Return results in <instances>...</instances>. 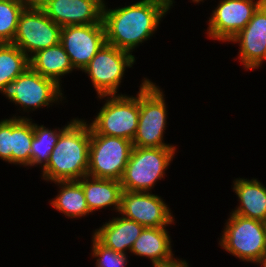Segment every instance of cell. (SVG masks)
Returning a JSON list of instances; mask_svg holds the SVG:
<instances>
[{
    "label": "cell",
    "instance_id": "cell-1",
    "mask_svg": "<svg viewBox=\"0 0 266 267\" xmlns=\"http://www.w3.org/2000/svg\"><path fill=\"white\" fill-rule=\"evenodd\" d=\"M173 0H140L132 5L108 9L104 4L102 22L106 43L126 52L148 40L173 6Z\"/></svg>",
    "mask_w": 266,
    "mask_h": 267
},
{
    "label": "cell",
    "instance_id": "cell-2",
    "mask_svg": "<svg viewBox=\"0 0 266 267\" xmlns=\"http://www.w3.org/2000/svg\"><path fill=\"white\" fill-rule=\"evenodd\" d=\"M86 123L75 118L60 134L47 165L42 169L43 179L69 181L87 175L91 127Z\"/></svg>",
    "mask_w": 266,
    "mask_h": 267
},
{
    "label": "cell",
    "instance_id": "cell-3",
    "mask_svg": "<svg viewBox=\"0 0 266 267\" xmlns=\"http://www.w3.org/2000/svg\"><path fill=\"white\" fill-rule=\"evenodd\" d=\"M139 89V119L133 147L175 148L164 143L167 111L163 91L149 79L144 78Z\"/></svg>",
    "mask_w": 266,
    "mask_h": 267
},
{
    "label": "cell",
    "instance_id": "cell-4",
    "mask_svg": "<svg viewBox=\"0 0 266 267\" xmlns=\"http://www.w3.org/2000/svg\"><path fill=\"white\" fill-rule=\"evenodd\" d=\"M220 246L242 261L259 264L266 256L265 222L230 213Z\"/></svg>",
    "mask_w": 266,
    "mask_h": 267
},
{
    "label": "cell",
    "instance_id": "cell-5",
    "mask_svg": "<svg viewBox=\"0 0 266 267\" xmlns=\"http://www.w3.org/2000/svg\"><path fill=\"white\" fill-rule=\"evenodd\" d=\"M176 148L133 147L120 180L123 190L149 192L165 175Z\"/></svg>",
    "mask_w": 266,
    "mask_h": 267
},
{
    "label": "cell",
    "instance_id": "cell-6",
    "mask_svg": "<svg viewBox=\"0 0 266 267\" xmlns=\"http://www.w3.org/2000/svg\"><path fill=\"white\" fill-rule=\"evenodd\" d=\"M106 103L90 123L96 134L120 137L132 141L139 119V92L136 97L126 95H104Z\"/></svg>",
    "mask_w": 266,
    "mask_h": 267
},
{
    "label": "cell",
    "instance_id": "cell-7",
    "mask_svg": "<svg viewBox=\"0 0 266 267\" xmlns=\"http://www.w3.org/2000/svg\"><path fill=\"white\" fill-rule=\"evenodd\" d=\"M132 149L130 140L96 134L91 129L87 175L120 181Z\"/></svg>",
    "mask_w": 266,
    "mask_h": 267
},
{
    "label": "cell",
    "instance_id": "cell-8",
    "mask_svg": "<svg viewBox=\"0 0 266 267\" xmlns=\"http://www.w3.org/2000/svg\"><path fill=\"white\" fill-rule=\"evenodd\" d=\"M61 29L40 6H26L20 14L12 43L30 58L39 50L59 44Z\"/></svg>",
    "mask_w": 266,
    "mask_h": 267
},
{
    "label": "cell",
    "instance_id": "cell-9",
    "mask_svg": "<svg viewBox=\"0 0 266 267\" xmlns=\"http://www.w3.org/2000/svg\"><path fill=\"white\" fill-rule=\"evenodd\" d=\"M10 102L27 109L45 107L62 101L63 94L59 85L34 71L30 66L14 81L4 85L0 90Z\"/></svg>",
    "mask_w": 266,
    "mask_h": 267
},
{
    "label": "cell",
    "instance_id": "cell-10",
    "mask_svg": "<svg viewBox=\"0 0 266 267\" xmlns=\"http://www.w3.org/2000/svg\"><path fill=\"white\" fill-rule=\"evenodd\" d=\"M134 62L132 53L105 43L82 71L90 77L98 97L116 95L126 68Z\"/></svg>",
    "mask_w": 266,
    "mask_h": 267
},
{
    "label": "cell",
    "instance_id": "cell-11",
    "mask_svg": "<svg viewBox=\"0 0 266 267\" xmlns=\"http://www.w3.org/2000/svg\"><path fill=\"white\" fill-rule=\"evenodd\" d=\"M265 0H221L213 10L207 33L210 39L230 41L248 24Z\"/></svg>",
    "mask_w": 266,
    "mask_h": 267
},
{
    "label": "cell",
    "instance_id": "cell-12",
    "mask_svg": "<svg viewBox=\"0 0 266 267\" xmlns=\"http://www.w3.org/2000/svg\"><path fill=\"white\" fill-rule=\"evenodd\" d=\"M60 43L74 69L83 70L106 43L103 22L64 26L61 29Z\"/></svg>",
    "mask_w": 266,
    "mask_h": 267
},
{
    "label": "cell",
    "instance_id": "cell-13",
    "mask_svg": "<svg viewBox=\"0 0 266 267\" xmlns=\"http://www.w3.org/2000/svg\"><path fill=\"white\" fill-rule=\"evenodd\" d=\"M143 227H166L174 223V218L160 196L150 192L123 190L119 214Z\"/></svg>",
    "mask_w": 266,
    "mask_h": 267
},
{
    "label": "cell",
    "instance_id": "cell-14",
    "mask_svg": "<svg viewBox=\"0 0 266 267\" xmlns=\"http://www.w3.org/2000/svg\"><path fill=\"white\" fill-rule=\"evenodd\" d=\"M229 42L239 44V60L245 69L262 66L266 60V0L254 12L244 29Z\"/></svg>",
    "mask_w": 266,
    "mask_h": 267
},
{
    "label": "cell",
    "instance_id": "cell-15",
    "mask_svg": "<svg viewBox=\"0 0 266 267\" xmlns=\"http://www.w3.org/2000/svg\"><path fill=\"white\" fill-rule=\"evenodd\" d=\"M104 0H46L40 7L61 27L102 23Z\"/></svg>",
    "mask_w": 266,
    "mask_h": 267
},
{
    "label": "cell",
    "instance_id": "cell-16",
    "mask_svg": "<svg viewBox=\"0 0 266 267\" xmlns=\"http://www.w3.org/2000/svg\"><path fill=\"white\" fill-rule=\"evenodd\" d=\"M144 228L141 224L124 216L113 217L112 220L105 222L102 227L95 229L93 236L105 247L125 254L126 250L131 251L135 240Z\"/></svg>",
    "mask_w": 266,
    "mask_h": 267
},
{
    "label": "cell",
    "instance_id": "cell-17",
    "mask_svg": "<svg viewBox=\"0 0 266 267\" xmlns=\"http://www.w3.org/2000/svg\"><path fill=\"white\" fill-rule=\"evenodd\" d=\"M77 181L84 190L90 213L109 206L115 207L116 212H119L123 192L119 180L86 175Z\"/></svg>",
    "mask_w": 266,
    "mask_h": 267
},
{
    "label": "cell",
    "instance_id": "cell-18",
    "mask_svg": "<svg viewBox=\"0 0 266 267\" xmlns=\"http://www.w3.org/2000/svg\"><path fill=\"white\" fill-rule=\"evenodd\" d=\"M233 183L240 205L232 213L266 222V187L254 178L239 177Z\"/></svg>",
    "mask_w": 266,
    "mask_h": 267
},
{
    "label": "cell",
    "instance_id": "cell-19",
    "mask_svg": "<svg viewBox=\"0 0 266 267\" xmlns=\"http://www.w3.org/2000/svg\"><path fill=\"white\" fill-rule=\"evenodd\" d=\"M29 63L34 71L53 80L60 87V77L75 70L61 43L37 51L29 58Z\"/></svg>",
    "mask_w": 266,
    "mask_h": 267
},
{
    "label": "cell",
    "instance_id": "cell-20",
    "mask_svg": "<svg viewBox=\"0 0 266 267\" xmlns=\"http://www.w3.org/2000/svg\"><path fill=\"white\" fill-rule=\"evenodd\" d=\"M171 247V239L166 227H145L130 252L150 258L153 264L170 259L174 255Z\"/></svg>",
    "mask_w": 266,
    "mask_h": 267
},
{
    "label": "cell",
    "instance_id": "cell-21",
    "mask_svg": "<svg viewBox=\"0 0 266 267\" xmlns=\"http://www.w3.org/2000/svg\"><path fill=\"white\" fill-rule=\"evenodd\" d=\"M61 187L58 195L51 201L52 206L70 218H80L90 210L84 196V190L77 180L55 181Z\"/></svg>",
    "mask_w": 266,
    "mask_h": 267
},
{
    "label": "cell",
    "instance_id": "cell-22",
    "mask_svg": "<svg viewBox=\"0 0 266 267\" xmlns=\"http://www.w3.org/2000/svg\"><path fill=\"white\" fill-rule=\"evenodd\" d=\"M29 66V57L15 44L0 43V90Z\"/></svg>",
    "mask_w": 266,
    "mask_h": 267
},
{
    "label": "cell",
    "instance_id": "cell-23",
    "mask_svg": "<svg viewBox=\"0 0 266 267\" xmlns=\"http://www.w3.org/2000/svg\"><path fill=\"white\" fill-rule=\"evenodd\" d=\"M32 119L13 115V164L31 166V143L34 138Z\"/></svg>",
    "mask_w": 266,
    "mask_h": 267
},
{
    "label": "cell",
    "instance_id": "cell-24",
    "mask_svg": "<svg viewBox=\"0 0 266 267\" xmlns=\"http://www.w3.org/2000/svg\"><path fill=\"white\" fill-rule=\"evenodd\" d=\"M72 119L65 127L54 131L34 123V138L31 143V166L42 165V169L47 165L50 154L54 149L60 134L74 121Z\"/></svg>",
    "mask_w": 266,
    "mask_h": 267
},
{
    "label": "cell",
    "instance_id": "cell-25",
    "mask_svg": "<svg viewBox=\"0 0 266 267\" xmlns=\"http://www.w3.org/2000/svg\"><path fill=\"white\" fill-rule=\"evenodd\" d=\"M26 5L21 1L0 0V43H12L20 14Z\"/></svg>",
    "mask_w": 266,
    "mask_h": 267
},
{
    "label": "cell",
    "instance_id": "cell-26",
    "mask_svg": "<svg viewBox=\"0 0 266 267\" xmlns=\"http://www.w3.org/2000/svg\"><path fill=\"white\" fill-rule=\"evenodd\" d=\"M92 255L96 259V267H125L126 253L116 252L105 247L94 236L92 237Z\"/></svg>",
    "mask_w": 266,
    "mask_h": 267
},
{
    "label": "cell",
    "instance_id": "cell-27",
    "mask_svg": "<svg viewBox=\"0 0 266 267\" xmlns=\"http://www.w3.org/2000/svg\"><path fill=\"white\" fill-rule=\"evenodd\" d=\"M0 158L13 163V117L0 121Z\"/></svg>",
    "mask_w": 266,
    "mask_h": 267
},
{
    "label": "cell",
    "instance_id": "cell-28",
    "mask_svg": "<svg viewBox=\"0 0 266 267\" xmlns=\"http://www.w3.org/2000/svg\"><path fill=\"white\" fill-rule=\"evenodd\" d=\"M153 267H189L188 263L185 260L175 259V257H171L170 259L153 263Z\"/></svg>",
    "mask_w": 266,
    "mask_h": 267
},
{
    "label": "cell",
    "instance_id": "cell-29",
    "mask_svg": "<svg viewBox=\"0 0 266 267\" xmlns=\"http://www.w3.org/2000/svg\"><path fill=\"white\" fill-rule=\"evenodd\" d=\"M46 0H22V2L26 6H40L42 5Z\"/></svg>",
    "mask_w": 266,
    "mask_h": 267
},
{
    "label": "cell",
    "instance_id": "cell-30",
    "mask_svg": "<svg viewBox=\"0 0 266 267\" xmlns=\"http://www.w3.org/2000/svg\"><path fill=\"white\" fill-rule=\"evenodd\" d=\"M261 264V266L266 267V256L261 260V262L259 263V265Z\"/></svg>",
    "mask_w": 266,
    "mask_h": 267
},
{
    "label": "cell",
    "instance_id": "cell-31",
    "mask_svg": "<svg viewBox=\"0 0 266 267\" xmlns=\"http://www.w3.org/2000/svg\"><path fill=\"white\" fill-rule=\"evenodd\" d=\"M195 3H199L200 1L202 2L203 0H192Z\"/></svg>",
    "mask_w": 266,
    "mask_h": 267
}]
</instances>
